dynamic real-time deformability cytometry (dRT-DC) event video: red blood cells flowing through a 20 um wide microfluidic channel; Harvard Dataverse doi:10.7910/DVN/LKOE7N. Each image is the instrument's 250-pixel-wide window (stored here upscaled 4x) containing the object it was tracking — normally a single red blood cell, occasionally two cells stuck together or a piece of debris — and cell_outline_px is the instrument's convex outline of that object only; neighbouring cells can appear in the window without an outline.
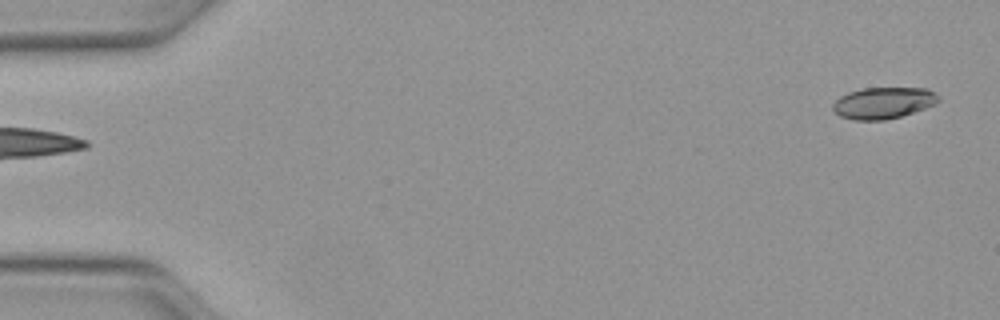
{"species": "Egyptian fruit bat (a non-hibernating species)", "species_latin": "Rousettus aegyptiacus", "temperature_condition": "warm", "stored_images_in_passage": 15, "camera_frame_rate_fps": 3000, "um_per_image_px": 0.085, "animal": {"sex": "female"}, "frame": {"image": 1, "passage_image": 1, "time_ms": 0.0, "image_size_px": [1000, 320], "cell_outline_px": [[940, 100], [936, 104], [900, 116], [884, 120], [852, 120], [840, 116], [832, 108], [832, 104], [840, 96], [848, 92], [864, 88], [928, 88], [940, 96]], "centroid_in_image_um": [75.09, 8.74], "position_along_channel_um": 9.9, "area_um2": 19.36}}
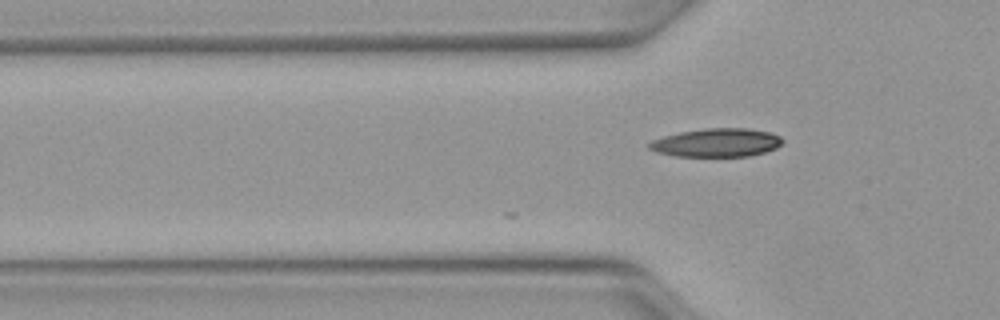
{"frame": {"image": 2, "passage_image": 15, "time_ms": 4.667, "image_size_px": [1000, 320], "cell_outline_px": [[784, 140], [776, 148], [764, 152], [748, 156], [676, 156], [656, 152], [648, 148], [648, 144], [652, 140], [664, 136], [680, 132], [708, 128], [748, 128], [772, 132], [780, 136]], "centroid_in_image_um": [60.93, 12.12], "position_along_channel_um": 64.9, "area_um2": 22.08}}